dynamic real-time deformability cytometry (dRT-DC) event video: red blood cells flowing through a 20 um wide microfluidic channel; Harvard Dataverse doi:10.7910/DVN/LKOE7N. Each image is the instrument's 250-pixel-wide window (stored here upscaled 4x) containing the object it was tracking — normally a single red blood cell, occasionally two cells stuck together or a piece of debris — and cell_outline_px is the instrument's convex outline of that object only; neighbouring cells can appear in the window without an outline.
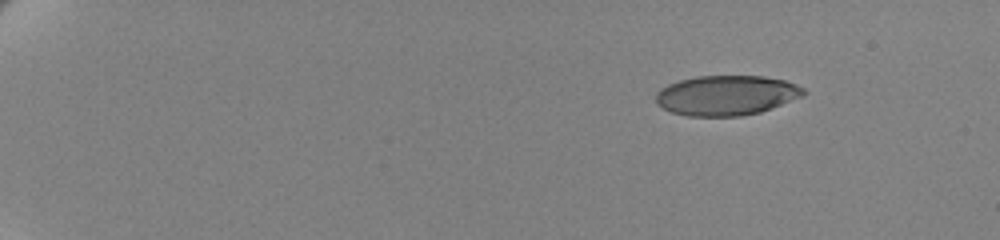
{"species": "human", "species_latin": "Homo sapiens", "temperature_condition": "cold", "stored_images_in_passage": 54, "camera_frame_rate_fps": 3000, "um_per_image_px": 0.085, "donor": {"sex": "female"}, "frame": {"image": 1, "passage_image": 1, "time_ms": 0.0, "image_size_px": [1000, 240], "cell_outline_px": [[808, 92], [804, 96], [760, 112], [740, 116], [688, 116], [672, 112], [656, 104], [656, 92], [660, 88], [668, 84], [680, 80], [696, 76], [764, 76], [784, 80], [796, 84], [804, 88]], "centroid_in_image_um": [61.76, 8.1], "position_along_channel_um": 23.2, "area_um2": 34.51}}
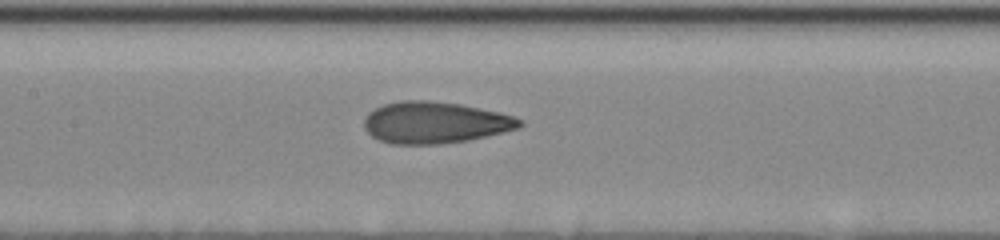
{"frame": {"image": 2, "passage_image": 26, "time_ms": 8.333, "image_size_px": [1000, 240], "cell_outline_px": [[524, 124], [520, 128], [504, 132], [468, 140], [436, 144], [392, 144], [380, 140], [372, 136], [364, 128], [364, 116], [368, 112], [384, 104], [400, 100], [428, 100], [460, 104], [500, 112], [524, 120]], "centroid_in_image_um": [36.98, 10.41], "position_along_channel_um": 170.4, "area_um2": 37.86}}
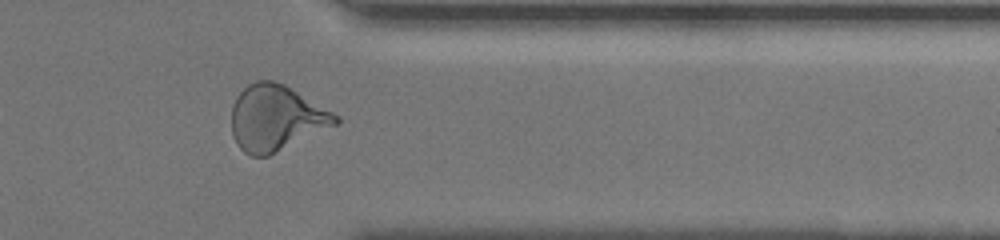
{"frame": {"image": 3, "passage_image": 45, "time_ms": 14.667, "image_size_px": [1000, 240], "cell_outline_px": [[340, 120], [336, 124], [268, 156], [252, 156], [244, 152], [236, 144], [232, 132], [232, 104], [236, 96], [248, 84], [256, 80], [272, 80], [284, 84], [340, 116]], "centroid_in_image_um": [23.43, 10.02], "position_along_channel_um": 388.0, "area_um2": 39.54}, "authors_computed_cell_mechanics": {"area_um2": 36.9342, "velocity_mm_per_s": 3.4634, "shape_relaxation_time_tau1_ms": 6.5094, "shape_relaxation_time_tau2_ms": 1.2858, "deformation_change_tau1": 0.1992, "deformation_change_tau2": 0.0884}}